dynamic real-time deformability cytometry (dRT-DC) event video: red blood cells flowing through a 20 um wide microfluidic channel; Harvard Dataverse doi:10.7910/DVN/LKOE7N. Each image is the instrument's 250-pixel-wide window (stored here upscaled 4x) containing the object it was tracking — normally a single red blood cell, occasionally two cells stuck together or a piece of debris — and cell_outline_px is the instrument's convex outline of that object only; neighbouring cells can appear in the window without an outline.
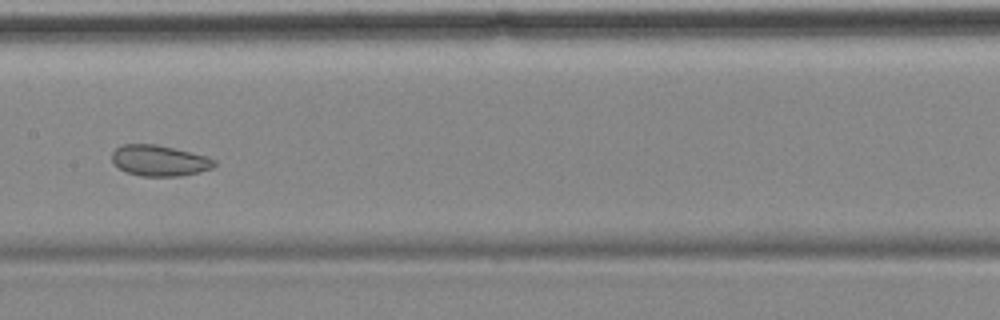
{"species": "common noctule bat (a hibernating species)", "species_latin": "Nyctalus noctula", "temperature_condition": "cold", "stored_images_in_passage": 10, "camera_frame_rate_fps": 3000, "um_per_image_px": 0.085, "animal": {"sex": "female", "body_mass_g": 18.4}, "frame": {"image": 1, "passage_image": 7, "time_ms": 8.0, "image_size_px": [1000, 320], "cell_outline_px": [[216, 164], [212, 168], [200, 172], [180, 176], [140, 176], [128, 172], [112, 164], [112, 152], [116, 148], [124, 144], [156, 144], [204, 156], [216, 160]], "centroid_in_image_um": [13.52, 13.66], "position_along_channel_um": 193.9, "area_um2": 18.26}}